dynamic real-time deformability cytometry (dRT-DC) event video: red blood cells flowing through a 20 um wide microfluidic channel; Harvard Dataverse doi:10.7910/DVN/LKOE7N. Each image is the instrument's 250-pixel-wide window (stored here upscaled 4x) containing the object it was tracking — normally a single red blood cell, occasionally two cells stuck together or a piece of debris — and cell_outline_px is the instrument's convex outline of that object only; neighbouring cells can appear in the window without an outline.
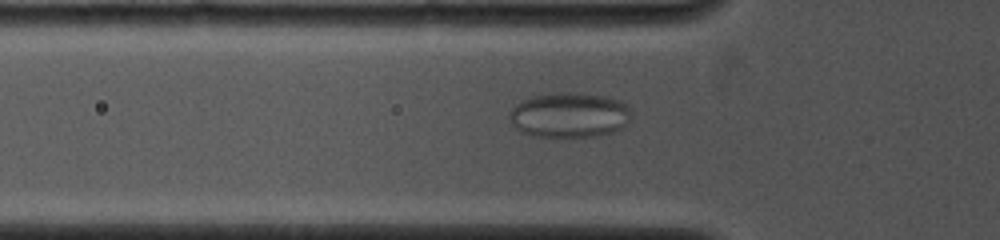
{"species": "common noctule bat (a hibernating species)", "species_latin": "Nyctalus noctula", "temperature_condition": "cold", "stored_images_in_passage": 64, "camera_frame_rate_fps": 4000, "um_per_image_px": 0.085, "animal": {"sex": "female", "body_mass_g": 19.0, "forearm_length_mm": 53.3}, "frame": {"image": 1, "passage_image": 22, "time_ms": 5.25, "image_size_px": [1000, 240], "cell_outline_px": [[632, 116], [628, 124], [612, 132], [596, 136], [536, 136], [520, 132], [512, 124], [508, 116], [508, 112], [516, 104], [532, 96], [560, 92], [568, 92], [608, 96], [620, 100], [632, 112]], "centroid_in_image_um": [48.4, 9.77], "position_along_channel_um": 77.4, "area_um2": 32.08}}
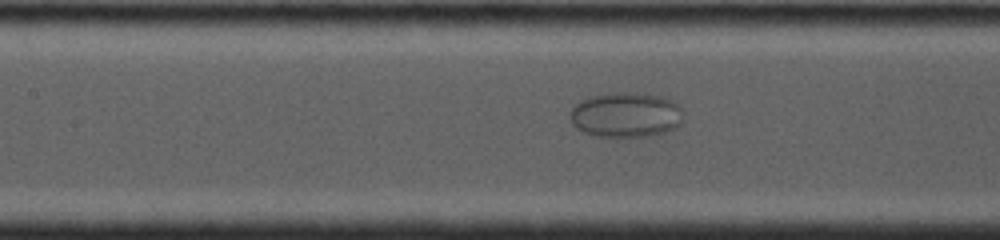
{"frame": {"image": 2, "passage_image": 30, "time_ms": 7.25, "image_size_px": [1000, 240], "cell_outline_px": [[684, 120], [676, 128], [656, 136], [592, 136], [576, 128], [572, 124], [572, 108], [580, 100], [592, 96], [616, 92], [636, 92], [660, 96], [672, 100], [680, 104], [684, 112]], "centroid_in_image_um": [53.28, 9.76], "position_along_channel_um": 154.1, "area_um2": 30.11}}
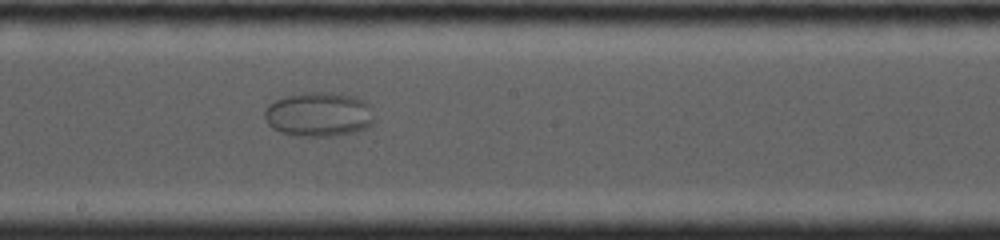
{"frame": {"image": 3, "passage_image": 37, "time_ms": 9.0, "image_size_px": [1000, 240], "cell_outline_px": [[372, 124], [360, 132], [336, 136], [296, 136], [280, 132], [272, 128], [268, 124], [264, 116], [264, 108], [268, 104], [284, 96], [304, 92], [332, 92], [356, 96], [364, 100], [368, 104], [372, 120]], "centroid_in_image_um": [27.07, 9.72], "position_along_channel_um": 221.1, "area_um2": 28.78}}